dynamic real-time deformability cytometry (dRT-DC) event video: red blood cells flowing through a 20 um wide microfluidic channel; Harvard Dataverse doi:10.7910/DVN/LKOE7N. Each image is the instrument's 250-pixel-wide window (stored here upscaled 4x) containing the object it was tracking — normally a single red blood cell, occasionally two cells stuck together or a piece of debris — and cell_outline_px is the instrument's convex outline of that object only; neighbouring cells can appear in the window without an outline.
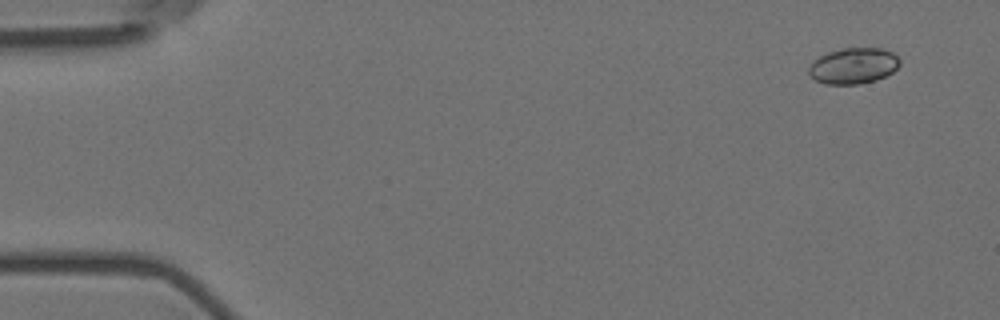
{"species": "Egyptian fruit bat (a non-hibernating species)", "species_latin": "Rousettus aegyptiacus", "temperature_condition": "room temperature", "stored_images_in_passage": 5, "camera_frame_rate_fps": 3000, "um_per_image_px": 0.085, "animal": {"sex": "female"}, "frame": {"image": 1, "passage_image": 1, "time_ms": 0.0, "image_size_px": [1000, 320], "cell_outline_px": [[900, 64], [892, 72], [876, 80], [856, 84], [824, 84], [816, 80], [808, 72], [808, 68], [812, 60], [828, 52], [844, 48], [884, 48], [892, 52], [900, 60]], "centroid_in_image_um": [72.52, 5.59], "position_along_channel_um": 12.5, "area_um2": 19.02}}
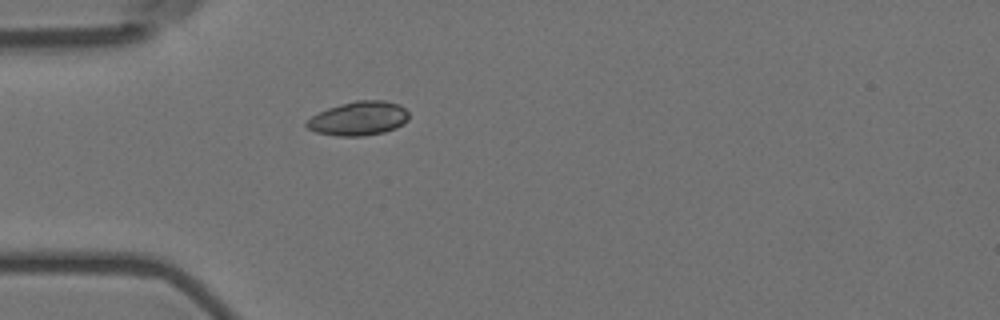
{"frame": {"image": 2, "passage_image": 5, "time_ms": 1.333, "image_size_px": [1000, 320], "cell_outline_px": [[408, 120], [404, 124], [396, 128], [384, 132], [364, 136], [336, 136], [316, 132], [308, 128], [304, 124], [312, 116], [328, 108], [340, 104], [356, 100], [384, 100], [400, 104], [408, 112]], "centroid_in_image_um": [30.51, 10.07], "position_along_channel_um": 54.5, "area_um2": 20.35}}